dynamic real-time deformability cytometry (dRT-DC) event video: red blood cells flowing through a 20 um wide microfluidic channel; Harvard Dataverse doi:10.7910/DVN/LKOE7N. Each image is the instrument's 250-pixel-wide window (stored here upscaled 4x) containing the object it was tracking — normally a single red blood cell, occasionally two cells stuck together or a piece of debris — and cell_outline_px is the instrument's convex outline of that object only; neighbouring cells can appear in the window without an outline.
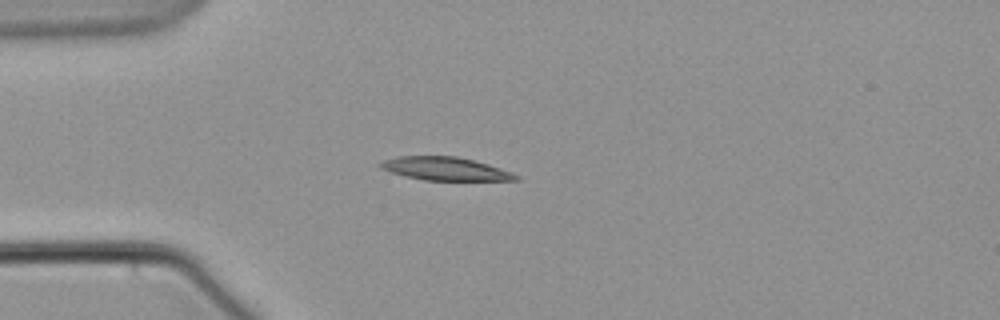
{"species": "common noctule bat (a hibernating species)", "species_latin": "Nyctalus noctula", "temperature_condition": "warm", "stored_images_in_passage": 8, "camera_frame_rate_fps": 3000, "um_per_image_px": 0.085, "animal": {"sex": "male", "body_mass_g": 21.5, "forearm_length_mm": 52.0}, "frame": {"image": 1, "passage_image": 1, "time_ms": 0.0, "image_size_px": [1000, 320], "cell_outline_px": [[520, 180], [424, 180], [392, 172], [380, 168], [376, 164], [384, 160], [396, 156], [456, 156], [488, 164], [512, 172], [520, 176]], "centroid_in_image_um": [37.84, 14.34], "position_along_channel_um": 47.2, "area_um2": 18.21}}
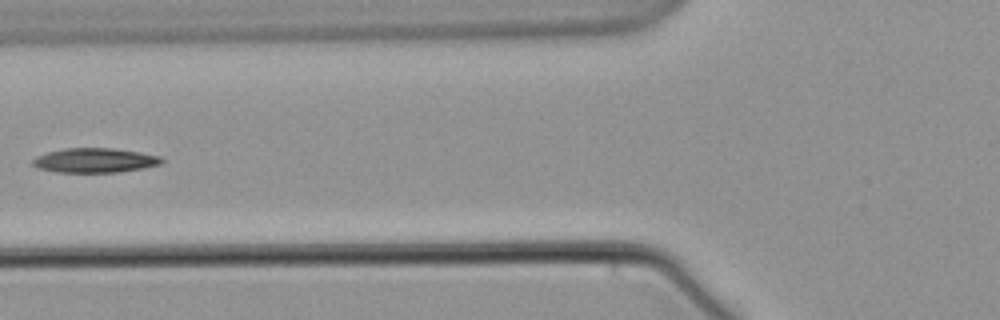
{"frame": {"image": 2, "passage_image": 3, "time_ms": 2.667, "image_size_px": [1000, 320], "cell_outline_px": [[164, 164], [144, 168], [120, 172], [56, 172], [36, 168], [32, 164], [32, 160], [36, 156], [48, 152], [64, 148], [112, 148], [140, 152], [160, 156], [164, 160]], "centroid_in_image_um": [8.08, 13.63], "position_along_channel_um": 117.7, "area_um2": 18.61}}
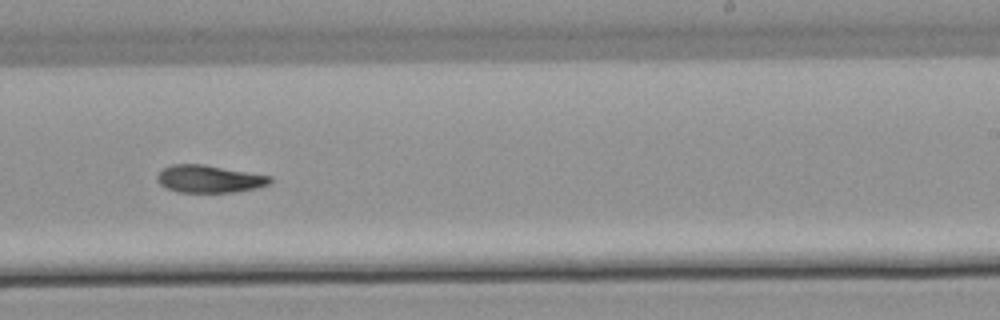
{"frame": {"image": 3, "passage_image": 7, "time_ms": 7.333, "image_size_px": [1000, 320], "cell_outline_px": [[272, 180], [268, 184], [256, 188], [232, 192], [176, 192], [160, 184], [156, 180], [156, 176], [164, 168], [172, 164], [204, 164], [272, 176]], "centroid_in_image_um": [17.78, 15.2], "position_along_channel_um": 271.2, "area_um2": 18.03}}